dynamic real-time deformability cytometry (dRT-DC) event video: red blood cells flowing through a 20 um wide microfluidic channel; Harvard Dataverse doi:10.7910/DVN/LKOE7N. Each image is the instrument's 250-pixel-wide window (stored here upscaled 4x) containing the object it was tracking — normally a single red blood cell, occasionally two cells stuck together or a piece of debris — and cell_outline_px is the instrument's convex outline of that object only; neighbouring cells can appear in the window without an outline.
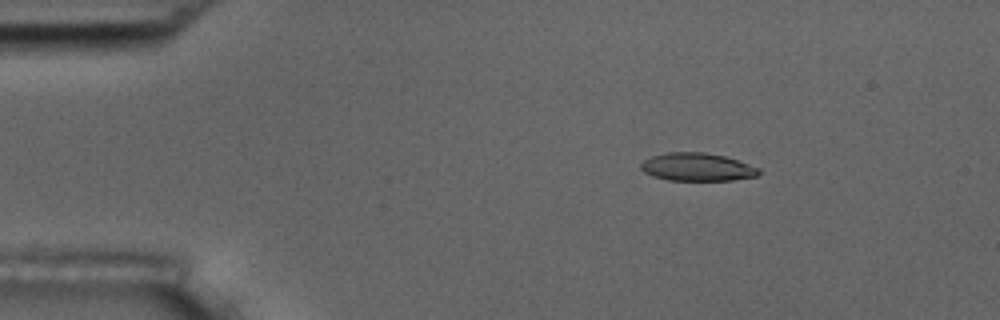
{"species": "common noctule bat (a hibernating species)", "species_latin": "Nyctalus noctula", "temperature_condition": "room temperature", "stored_images_in_passage": 5, "camera_frame_rate_fps": 3000, "um_per_image_px": 0.085, "animal": {"sex": "male", "body_mass_g": 17.5, "forearm_length_mm": 52.3}, "frame": {"image": 1, "passage_image": 3, "time_ms": 2.333, "image_size_px": [1000, 320], "cell_outline_px": [[760, 172], [756, 176], [732, 180], [668, 180], [652, 176], [644, 172], [640, 168], [640, 164], [644, 160], [652, 156], [668, 152], [704, 152], [724, 156], [760, 168]], "centroid_in_image_um": [59.23, 14.2], "position_along_channel_um": 25.8, "area_um2": 19.13}}